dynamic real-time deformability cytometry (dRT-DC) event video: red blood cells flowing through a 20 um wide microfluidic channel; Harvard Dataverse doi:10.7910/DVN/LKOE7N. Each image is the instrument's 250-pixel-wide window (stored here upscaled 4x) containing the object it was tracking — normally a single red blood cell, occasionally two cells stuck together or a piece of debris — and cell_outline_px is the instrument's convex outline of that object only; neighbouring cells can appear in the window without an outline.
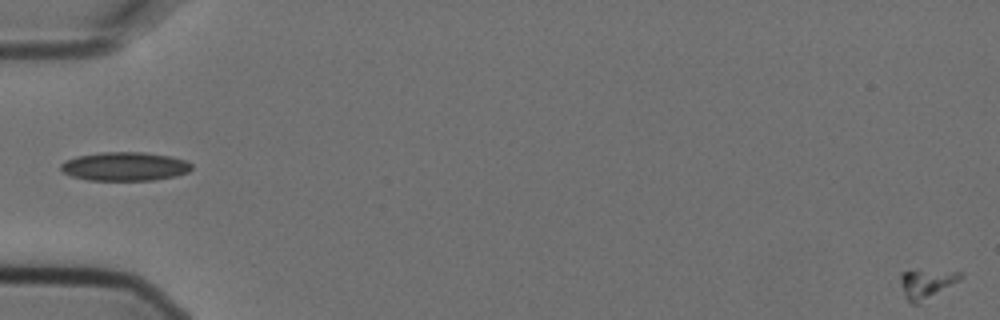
{"species": "Egyptian fruit bat (a non-hibernating species)", "species_latin": "Rousettus aegyptiacus", "temperature_condition": "cold", "stored_images_in_passage": 3, "segment_of_instrument_passage": [2, 2], "camera_frame_rate_fps": 3000, "um_per_image_px": 0.085, "animal": {"sex": "female"}, "frame": {"image": 1, "passage_image": 3, "time_ms": 0.667, "image_size_px": [1000, 320], "cell_outline_px": [[964, 276], [960, 280], [920, 304], [908, 304], [904, 296], [900, 284], [900, 272], [964, 272]], "centroid_in_image_um": [78.73, 24.18], "position_along_channel_um": 6.3, "area_um2": 10.06}}